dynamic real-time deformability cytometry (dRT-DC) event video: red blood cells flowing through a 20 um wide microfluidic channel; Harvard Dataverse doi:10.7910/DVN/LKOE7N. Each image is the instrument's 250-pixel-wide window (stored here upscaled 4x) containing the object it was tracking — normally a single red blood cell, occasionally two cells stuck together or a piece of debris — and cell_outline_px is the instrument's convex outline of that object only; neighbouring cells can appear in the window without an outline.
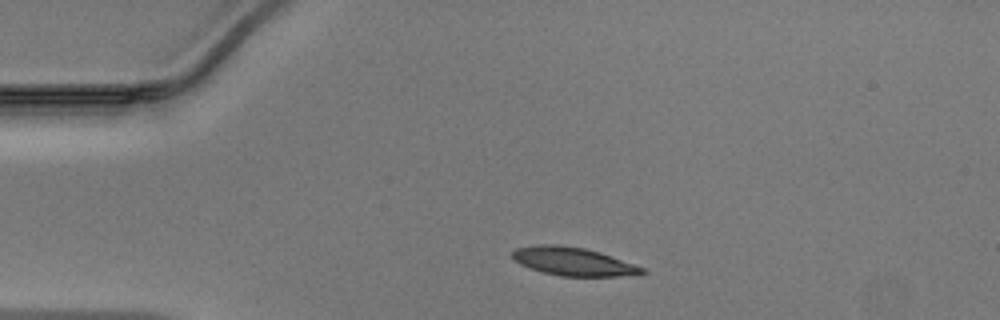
{"species": "Egyptian fruit bat (a non-hibernating species)", "species_latin": "Rousettus aegyptiacus", "temperature_condition": "warm", "stored_images_in_passage": 19, "camera_frame_rate_fps": 3000, "um_per_image_px": 0.085, "animal": {"sex": "male"}, "frame": {"image": 1, "passage_image": 1, "time_ms": 0.0, "image_size_px": [1000, 320], "cell_outline_px": [[648, 272], [640, 276], [560, 276], [544, 272], [520, 264], [512, 256], [512, 252], [516, 248], [540, 244], [556, 244], [584, 248], [600, 252], [644, 268]], "centroid_in_image_um": [48.78, 22.23], "position_along_channel_um": 36.2, "area_um2": 21.33}}
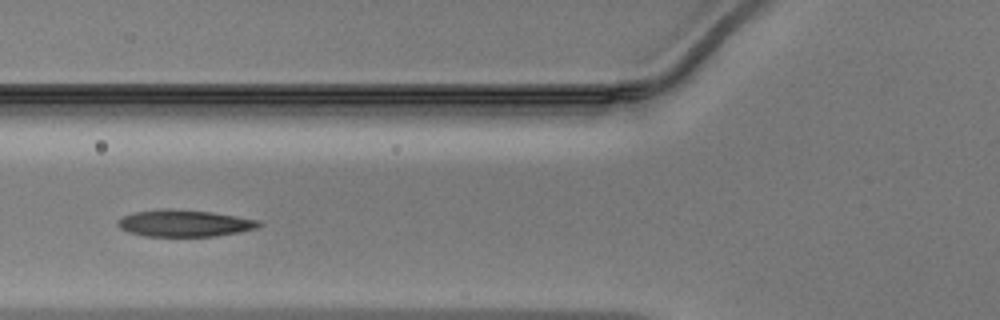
{"frame": {"image": 2, "passage_image": 9, "time_ms": 2.667, "image_size_px": [1000, 320], "cell_outline_px": [[264, 224], [256, 228], [216, 236], [144, 236], [128, 232], [120, 228], [116, 224], [116, 220], [132, 212], [164, 208], [172, 208], [212, 212], [260, 220]], "centroid_in_image_um": [15.64, 18.96], "position_along_channel_um": 110.2, "area_um2": 22.2}}
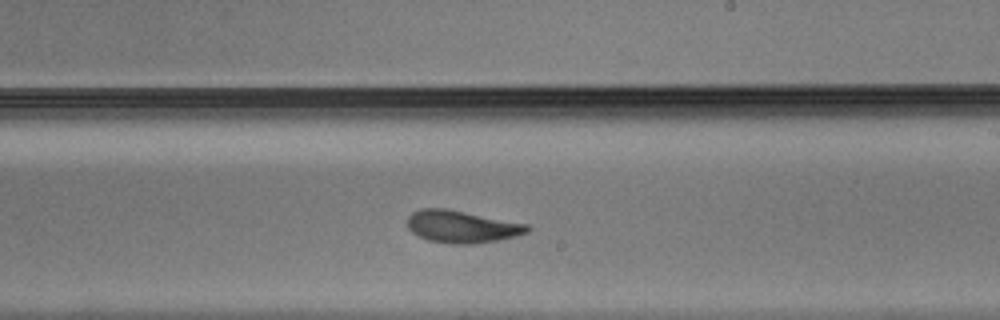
{"frame": {"image": 3, "passage_image": 19, "time_ms": 6.0, "image_size_px": [1000, 320], "cell_outline_px": [[532, 228], [528, 232], [516, 236], [496, 240], [472, 244], [452, 244], [428, 240], [412, 232], [408, 228], [408, 216], [412, 212], [420, 208], [444, 208], [528, 224]], "centroid_in_image_um": [39.25, 19.26], "position_along_channel_um": 249.7, "area_um2": 22.43}}